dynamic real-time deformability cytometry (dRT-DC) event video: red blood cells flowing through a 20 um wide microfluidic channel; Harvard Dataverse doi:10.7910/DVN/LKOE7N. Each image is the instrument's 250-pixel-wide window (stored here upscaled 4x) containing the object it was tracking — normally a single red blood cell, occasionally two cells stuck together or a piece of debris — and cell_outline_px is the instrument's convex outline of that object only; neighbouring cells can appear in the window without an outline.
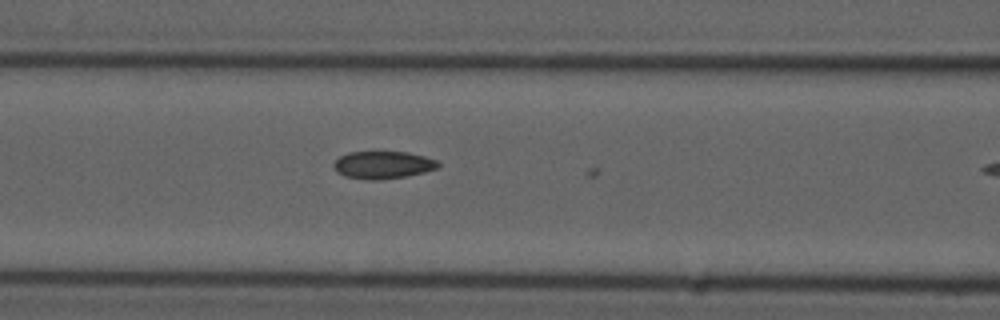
{"species": "common noctule bat (a hibernating species)", "species_latin": "Nyctalus noctula", "temperature_condition": "cold", "stored_images_in_passage": 7, "camera_frame_rate_fps": 3000, "um_per_image_px": 0.085, "animal": {"sex": "male", "forearm_length_mm": 52.5}, "frame": {"image": 1, "passage_image": 6, "time_ms": 1.667, "image_size_px": [1000, 320], "cell_outline_px": [[440, 164], [436, 168], [424, 172], [404, 176], [376, 180], [368, 180], [344, 176], [336, 172], [332, 164], [340, 156], [348, 152], [408, 152], [424, 156], [436, 160]], "centroid_in_image_um": [32.51, 14.01], "position_along_channel_um": 134.1, "area_um2": 16.65}}